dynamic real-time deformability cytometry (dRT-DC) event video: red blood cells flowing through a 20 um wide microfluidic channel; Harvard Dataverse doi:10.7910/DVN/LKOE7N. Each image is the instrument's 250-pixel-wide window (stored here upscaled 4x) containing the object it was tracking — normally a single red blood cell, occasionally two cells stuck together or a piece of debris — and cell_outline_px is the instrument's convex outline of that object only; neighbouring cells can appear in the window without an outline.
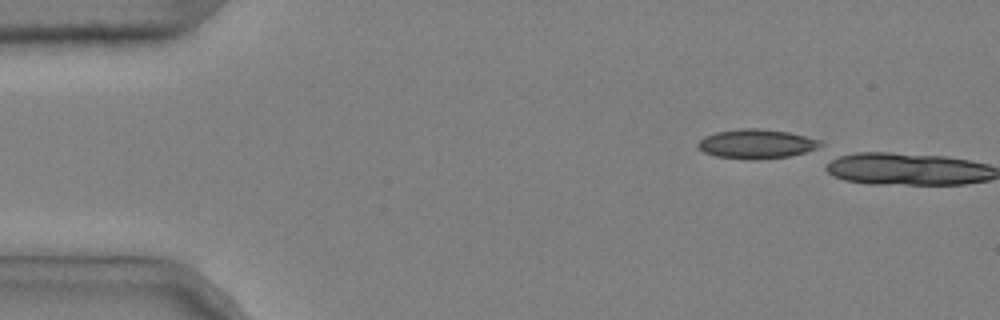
{"species": "common noctule bat (a hibernating species)", "species_latin": "Nyctalus noctula", "temperature_condition": "cold", "stored_images_in_passage": 2, "camera_frame_rate_fps": 3000, "um_per_image_px": 0.085, "animal": {"sex": "male", "body_mass_g": 20.4}, "frame": {"image": 1, "passage_image": 1, "time_ms": 0.0, "image_size_px": [1000, 320], "cell_outline_px": [[824, 144], [816, 148], [792, 156], [760, 160], [748, 160], [716, 156], [704, 152], [696, 144], [704, 136], [716, 132], [740, 128], [760, 128], [788, 132], [820, 140]], "centroid_in_image_um": [64.29, 12.24], "position_along_channel_um": 20.7, "area_um2": 21.04}}